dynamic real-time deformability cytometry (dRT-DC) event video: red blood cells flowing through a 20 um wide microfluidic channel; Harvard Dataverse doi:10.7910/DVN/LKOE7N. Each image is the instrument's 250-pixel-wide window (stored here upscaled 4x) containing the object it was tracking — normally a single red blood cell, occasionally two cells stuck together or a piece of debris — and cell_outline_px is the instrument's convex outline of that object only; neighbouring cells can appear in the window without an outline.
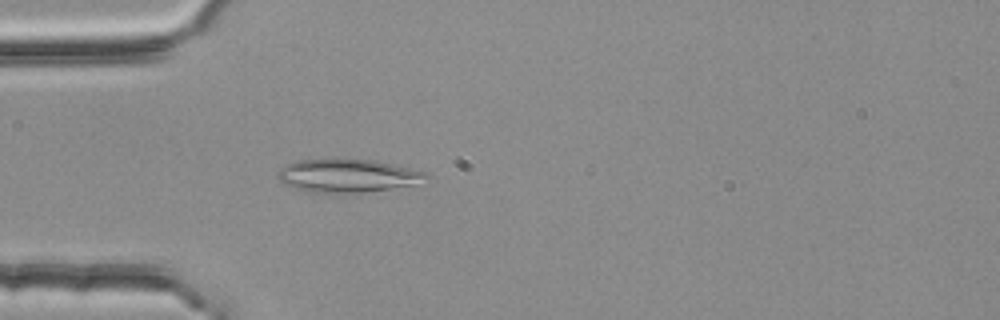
{"species": "common noctule bat (a hibernating species)", "species_latin": "Nyctalus noctula", "temperature_condition": "room temperature", "stored_images_in_passage": 49, "camera_frame_rate_fps": 3000, "um_per_image_px": 0.085, "animal": {"sex": "female", "body_mass_g": 25.1}, "frame": {"image": 1, "passage_image": 11, "time_ms": 3.333, "image_size_px": [1000, 320], "cell_outline_px": [[432, 176], [416, 184], [360, 192], [312, 192], [296, 188], [280, 180], [276, 176], [280, 168], [296, 160], [332, 156], [336, 156], [372, 160], [392, 164], [428, 172]], "centroid_in_image_um": [29.53, 14.87], "position_along_channel_um": 55.5, "area_um2": 29.07}}
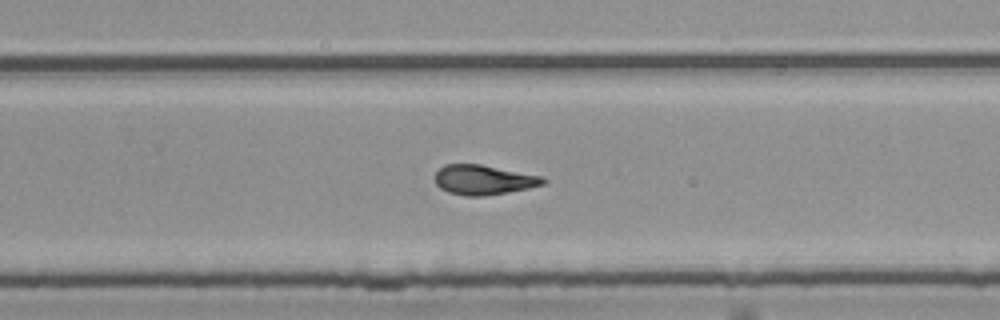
{"frame": {"image": 2, "passage_image": 30, "time_ms": 9.667, "image_size_px": [1000, 320], "cell_outline_px": [[548, 180], [544, 184], [528, 188], [508, 192], [484, 196], [464, 196], [448, 192], [440, 188], [436, 184], [436, 172], [444, 164], [480, 164], [544, 176]], "centroid_in_image_um": [41.13, 15.28], "position_along_channel_um": 288.7, "area_um2": 18.84}}
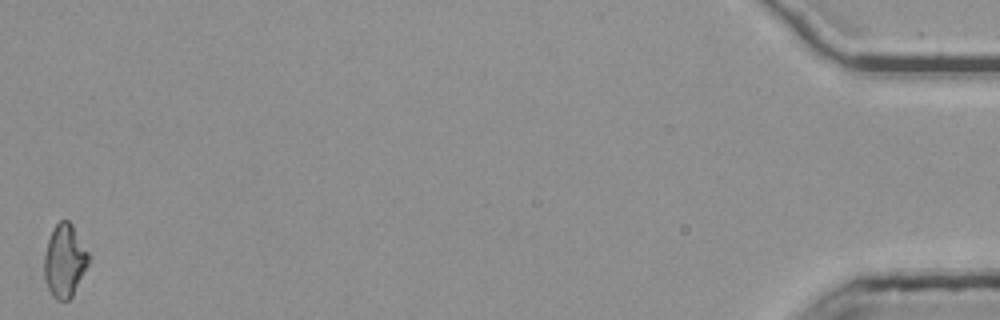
{"frame": {"image": 3, "passage_image": 49, "time_ms": 16.0, "image_size_px": [1000, 320], "cell_outline_px": [[92, 256], [72, 296], [68, 300], [56, 300], [52, 296], [44, 280], [44, 256], [48, 240], [56, 224], [60, 220], [68, 220], [72, 224]], "centroid_in_image_um": [5.51, 22.16], "position_along_channel_um": 429.7, "area_um2": 18.96}, "authors_computed_cell_mechanics": {"area_um2": 18.9584, "velocity_mm_per_s": 3.7765, "shape_relaxation_time_tau1_ms": 11.3505, "shape_relaxation_time_tau2_ms": 2.9328, "deformation_change_tau1": 0.2549, "deformation_change_tau2": 0.1086}}